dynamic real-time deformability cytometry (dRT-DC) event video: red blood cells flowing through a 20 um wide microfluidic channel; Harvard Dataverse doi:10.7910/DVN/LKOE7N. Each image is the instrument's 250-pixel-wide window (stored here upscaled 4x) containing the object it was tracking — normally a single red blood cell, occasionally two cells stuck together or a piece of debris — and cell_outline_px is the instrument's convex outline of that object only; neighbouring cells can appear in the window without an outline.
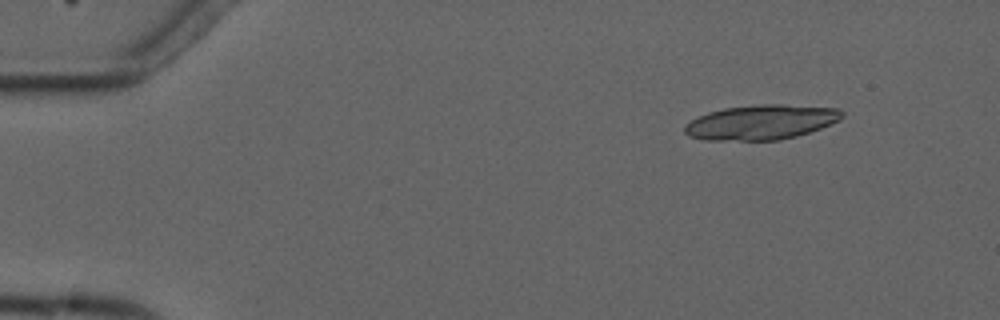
{"species": "common noctule bat (a hibernating species)", "species_latin": "Nyctalus noctula", "temperature_condition": "cold", "stored_images_in_passage": 4, "camera_frame_rate_fps": 3000, "um_per_image_px": 0.085, "animal": {"sex": "male", "forearm_length_mm": 52.5}, "frame": {"image": 1, "passage_image": 2, "time_ms": 1.0, "image_size_px": [1000, 320], "cell_outline_px": [[844, 116], [840, 120], [820, 128], [796, 136], [780, 140], [700, 140], [688, 136], [684, 132], [684, 128], [692, 120], [708, 112], [724, 108], [756, 104], [784, 104], [840, 108], [844, 112]], "centroid_in_image_um": [64.72, 10.38], "position_along_channel_um": 20.3, "area_um2": 32.02}}